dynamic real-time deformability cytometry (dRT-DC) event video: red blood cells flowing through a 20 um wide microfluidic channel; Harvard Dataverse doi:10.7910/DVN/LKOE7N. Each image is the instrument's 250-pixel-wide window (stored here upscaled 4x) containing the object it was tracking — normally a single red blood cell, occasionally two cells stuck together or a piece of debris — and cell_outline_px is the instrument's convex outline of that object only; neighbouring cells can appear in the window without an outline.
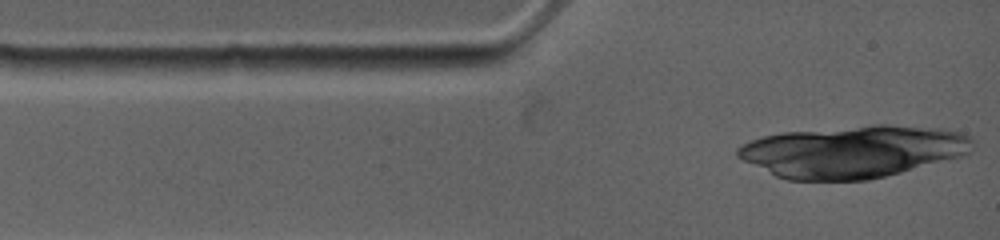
{"species": "common noctule bat (a hibernating species)", "species_latin": "Nyctalus noctula", "temperature_condition": "warm", "stored_images_in_passage": 5, "camera_frame_rate_fps": 4500, "um_per_image_px": 0.085, "animal": {"sex": "female", "body_mass_g": 19.0, "forearm_length_mm": 53.3}, "frame": {"image": 1, "passage_image": 1, "time_ms": 0.0, "image_size_px": [1000, 240], "cell_outline_px": [[500, 60], [488, 64], [468, 68], [364, 68], [372, 56], [500, 56]], "centroid_in_image_um": [36.53, 5.25], "position_along_channel_um": 48.5, "area_um2": 10.64}}